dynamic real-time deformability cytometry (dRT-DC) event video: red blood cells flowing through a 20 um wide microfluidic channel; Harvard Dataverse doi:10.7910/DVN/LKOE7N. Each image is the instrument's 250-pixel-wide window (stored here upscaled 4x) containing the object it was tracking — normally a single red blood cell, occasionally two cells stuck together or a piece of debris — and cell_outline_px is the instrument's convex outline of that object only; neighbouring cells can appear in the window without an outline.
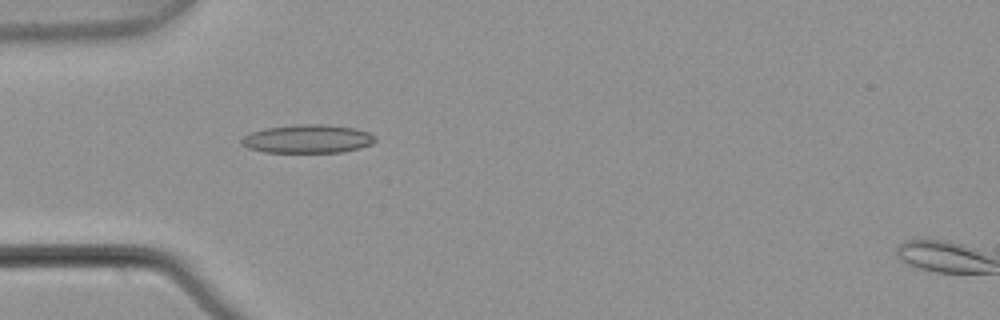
{"species": "common noctule bat (a hibernating species)", "species_latin": "Nyctalus noctula", "temperature_condition": "warm", "stored_images_in_passage": 6, "camera_frame_rate_fps": 3000, "um_per_image_px": 0.085, "animal": {"sex": "male", "body_mass_g": 21.5, "forearm_length_mm": 52.0}, "frame": {"image": 1, "passage_image": 5, "time_ms": 1.333, "image_size_px": [1000, 320], "cell_outline_px": [[376, 140], [372, 144], [360, 148], [340, 152], [264, 152], [248, 148], [240, 144], [240, 140], [244, 136], [252, 132], [264, 128], [296, 124], [324, 124], [356, 128], [368, 132], [376, 136]], "centroid_in_image_um": [26.15, 11.8], "position_along_channel_um": 58.8, "area_um2": 22.31}}